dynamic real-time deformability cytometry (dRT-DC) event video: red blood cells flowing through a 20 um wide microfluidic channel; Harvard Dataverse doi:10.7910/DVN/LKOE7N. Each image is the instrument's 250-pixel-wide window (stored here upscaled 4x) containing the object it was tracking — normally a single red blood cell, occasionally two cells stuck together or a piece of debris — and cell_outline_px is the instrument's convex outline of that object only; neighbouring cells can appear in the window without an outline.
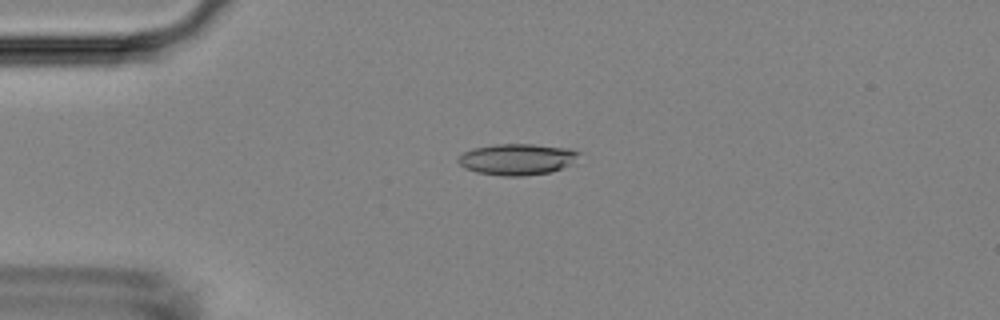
{"species": "Egyptian fruit bat (a non-hibernating species)", "species_latin": "Rousettus aegyptiacus", "temperature_condition": "room temperature", "stored_images_in_passage": 42, "camera_frame_rate_fps": 3000, "um_per_image_px": 0.085, "animal": {"sex": "female"}, "frame": {"image": 1, "passage_image": 12, "time_ms": 3.667, "image_size_px": [1000, 320], "cell_outline_px": [[580, 152], [568, 164], [552, 172], [524, 176], [500, 176], [476, 172], [464, 168], [456, 160], [464, 152], [472, 148], [496, 144], [532, 144], [568, 148]], "centroid_in_image_um": [43.88, 13.54], "position_along_channel_um": 41.1, "area_um2": 21.79}}
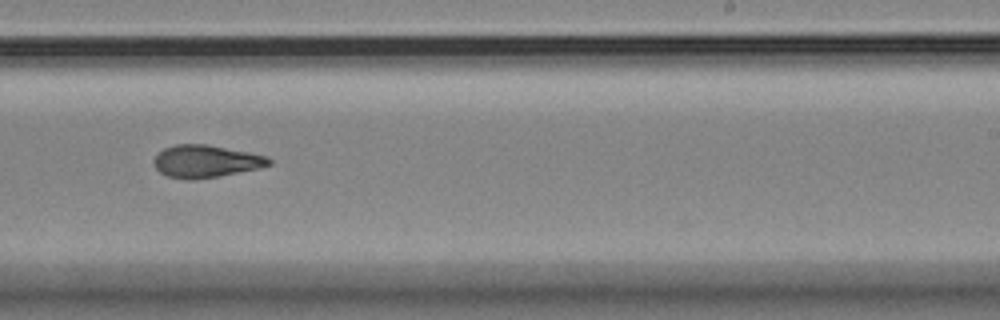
{"frame": {"image": 2, "passage_image": 32, "time_ms": 10.333, "image_size_px": [1000, 320], "cell_outline_px": [[272, 164], [260, 168], [220, 176], [196, 180], [184, 180], [168, 176], [160, 172], [156, 168], [152, 160], [164, 148], [176, 144], [208, 144], [268, 156], [272, 160]], "centroid_in_image_um": [17.51, 13.72], "position_along_channel_um": 271.5, "area_um2": 21.96}}
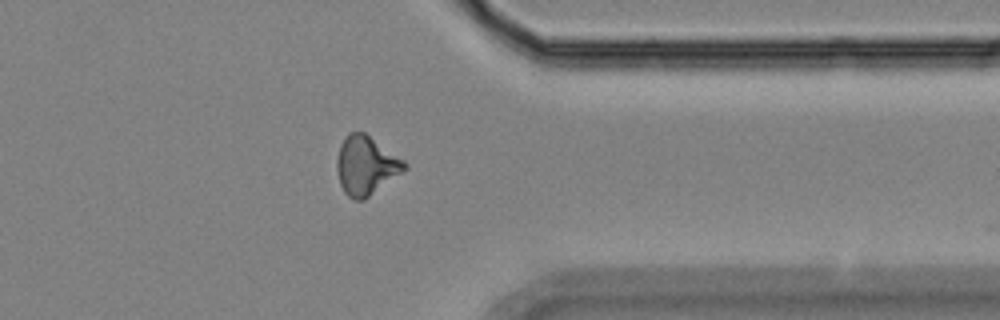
{"frame": {"image": 3, "passage_image": 41, "time_ms": 13.333, "image_size_px": [1000, 320], "cell_outline_px": [[408, 168], [404, 172], [364, 200], [356, 200], [348, 196], [344, 192], [340, 184], [336, 168], [336, 160], [340, 144], [344, 136], [348, 132], [364, 132], [404, 160], [408, 164]], "centroid_in_image_um": [31.11, 14.07], "position_along_channel_um": 380.3, "area_um2": 23.35}}